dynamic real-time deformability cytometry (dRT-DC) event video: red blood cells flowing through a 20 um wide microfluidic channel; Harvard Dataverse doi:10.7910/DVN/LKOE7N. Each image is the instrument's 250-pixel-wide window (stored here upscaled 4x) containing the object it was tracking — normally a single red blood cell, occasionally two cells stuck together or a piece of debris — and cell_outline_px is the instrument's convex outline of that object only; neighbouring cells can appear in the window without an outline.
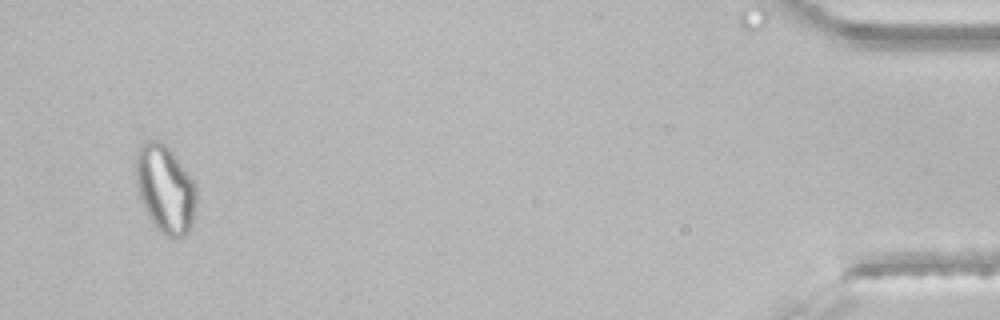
{"species": "common noctule bat (a hibernating species)", "species_latin": "Nyctalus noctula", "temperature_condition": "room temperature", "stored_images_in_passage": 41, "segment_of_instrument_passage": [2, 2], "camera_frame_rate_fps": 3000, "um_per_image_px": 0.085, "animal": {"sex": "male", "body_mass_g": 21.5, "forearm_length_mm": 52.0}, "frame": {"image": 1, "passage_image": 39, "time_ms": 12.667, "image_size_px": [1000, 320], "cell_outline_px": [[196, 204], [192, 224], [188, 232], [184, 236], [176, 240], [164, 236], [156, 228], [148, 216], [140, 200], [136, 184], [136, 152], [140, 144], [144, 140], [156, 140], [168, 148], [176, 156], [196, 184]], "centroid_in_image_um": [14.04, 16.1], "position_along_channel_um": 421.2, "area_um2": 31.39}}